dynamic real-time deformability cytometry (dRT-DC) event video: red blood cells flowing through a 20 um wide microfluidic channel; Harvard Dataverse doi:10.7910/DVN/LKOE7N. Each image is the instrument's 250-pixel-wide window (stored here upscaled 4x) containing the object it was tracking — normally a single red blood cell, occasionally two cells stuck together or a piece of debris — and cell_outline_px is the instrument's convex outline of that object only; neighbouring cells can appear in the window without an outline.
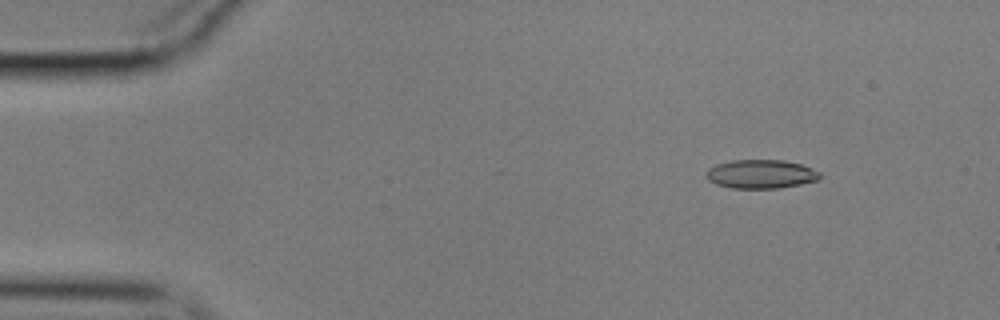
{"species": "common noctule bat (a hibernating species)", "species_latin": "Nyctalus noctula", "temperature_condition": "cold", "stored_images_in_passage": 56, "camera_frame_rate_fps": 3000, "um_per_image_px": 0.085, "animal": {"sex": "male", "body_mass_g": 17.9}, "frame": {"image": 1, "passage_image": 7, "time_ms": 2.0, "image_size_px": [1000, 320], "cell_outline_px": [[820, 176], [816, 180], [800, 184], [780, 188], [732, 188], [716, 184], [708, 180], [704, 176], [708, 168], [716, 164], [732, 160], [784, 160], [800, 164], [812, 168], [820, 172]], "centroid_in_image_um": [64.63, 14.79], "position_along_channel_um": 20.4, "area_um2": 19.07}}
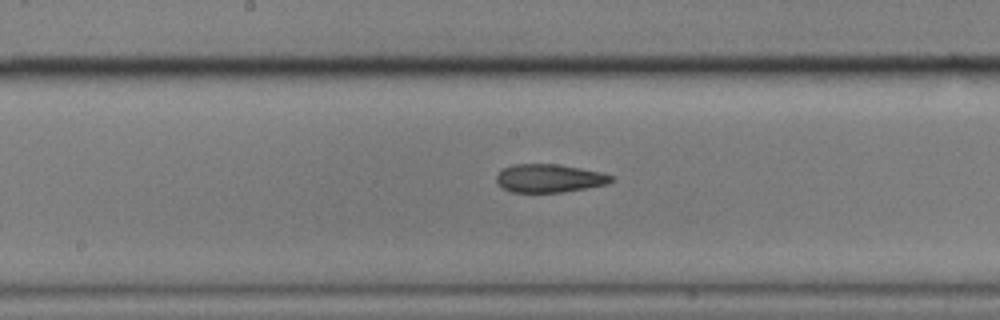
{"frame": {"image": 2, "passage_image": 29, "time_ms": 9.333, "image_size_px": [1000, 320], "cell_outline_px": [[612, 180], [608, 184], [588, 188], [564, 192], [512, 192], [496, 184], [496, 176], [504, 168], [512, 164], [560, 164], [600, 172], [612, 176]], "centroid_in_image_um": [46.67, 15.15], "position_along_channel_um": 201.5, "area_um2": 18.9}}
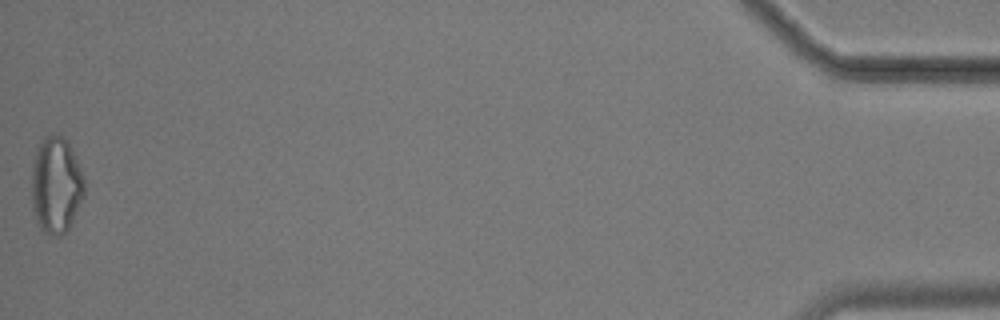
{"frame": {"image": 3, "passage_image": 56, "time_ms": 18.333, "image_size_px": [1000, 320], "cell_outline_px": [[84, 196], [68, 228], [60, 236], [56, 236], [44, 232], [36, 224], [32, 208], [32, 160], [36, 144], [48, 132], [56, 132], [64, 136], [68, 140], [84, 176]], "centroid_in_image_um": [4.73, 15.65], "position_along_channel_um": 430.5, "area_um2": 30.46}, "authors_computed_cell_mechanics": {"area_um2": 19.7098, "velocity_mm_per_s": 3.5851, "shape_relaxation_time_tau1_ms": 4.8985, "shape_relaxation_time_tau2_ms": 3.0036, "deformation_change_tau1": 0.1529, "deformation_change_tau2": 0.1265}}